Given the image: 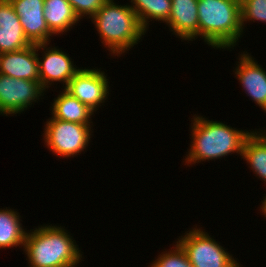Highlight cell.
I'll list each match as a JSON object with an SVG mask.
<instances>
[{
	"mask_svg": "<svg viewBox=\"0 0 266 267\" xmlns=\"http://www.w3.org/2000/svg\"><path fill=\"white\" fill-rule=\"evenodd\" d=\"M194 116L191 148L185 159L187 165L219 159L234 152L242 156L244 142L252 131L236 130L222 122Z\"/></svg>",
	"mask_w": 266,
	"mask_h": 267,
	"instance_id": "6da1fadb",
	"label": "cell"
},
{
	"mask_svg": "<svg viewBox=\"0 0 266 267\" xmlns=\"http://www.w3.org/2000/svg\"><path fill=\"white\" fill-rule=\"evenodd\" d=\"M198 36L213 48L230 49L242 35L240 0H198Z\"/></svg>",
	"mask_w": 266,
	"mask_h": 267,
	"instance_id": "7a4b0ae2",
	"label": "cell"
},
{
	"mask_svg": "<svg viewBox=\"0 0 266 267\" xmlns=\"http://www.w3.org/2000/svg\"><path fill=\"white\" fill-rule=\"evenodd\" d=\"M61 226H41L27 232L24 251L29 267L76 266L81 258L78 245Z\"/></svg>",
	"mask_w": 266,
	"mask_h": 267,
	"instance_id": "3957f363",
	"label": "cell"
},
{
	"mask_svg": "<svg viewBox=\"0 0 266 267\" xmlns=\"http://www.w3.org/2000/svg\"><path fill=\"white\" fill-rule=\"evenodd\" d=\"M113 1L108 0L92 17V21L105 47L113 56H119L138 44L146 31L131 5H118Z\"/></svg>",
	"mask_w": 266,
	"mask_h": 267,
	"instance_id": "277c9868",
	"label": "cell"
},
{
	"mask_svg": "<svg viewBox=\"0 0 266 267\" xmlns=\"http://www.w3.org/2000/svg\"><path fill=\"white\" fill-rule=\"evenodd\" d=\"M206 233L194 228L176 242L192 267H240L232 255Z\"/></svg>",
	"mask_w": 266,
	"mask_h": 267,
	"instance_id": "5b68a950",
	"label": "cell"
},
{
	"mask_svg": "<svg viewBox=\"0 0 266 267\" xmlns=\"http://www.w3.org/2000/svg\"><path fill=\"white\" fill-rule=\"evenodd\" d=\"M44 128V141L54 154L63 157L79 155L91 140V125L49 118Z\"/></svg>",
	"mask_w": 266,
	"mask_h": 267,
	"instance_id": "8992f818",
	"label": "cell"
},
{
	"mask_svg": "<svg viewBox=\"0 0 266 267\" xmlns=\"http://www.w3.org/2000/svg\"><path fill=\"white\" fill-rule=\"evenodd\" d=\"M44 91L39 81L0 74V113L6 116L20 113L39 100Z\"/></svg>",
	"mask_w": 266,
	"mask_h": 267,
	"instance_id": "52a82bcc",
	"label": "cell"
},
{
	"mask_svg": "<svg viewBox=\"0 0 266 267\" xmlns=\"http://www.w3.org/2000/svg\"><path fill=\"white\" fill-rule=\"evenodd\" d=\"M107 80L104 71L80 69L69 81L65 90L95 112L109 94Z\"/></svg>",
	"mask_w": 266,
	"mask_h": 267,
	"instance_id": "ba28073f",
	"label": "cell"
},
{
	"mask_svg": "<svg viewBox=\"0 0 266 267\" xmlns=\"http://www.w3.org/2000/svg\"><path fill=\"white\" fill-rule=\"evenodd\" d=\"M31 44H48L54 35L45 21L44 0H9Z\"/></svg>",
	"mask_w": 266,
	"mask_h": 267,
	"instance_id": "9c48e42d",
	"label": "cell"
},
{
	"mask_svg": "<svg viewBox=\"0 0 266 267\" xmlns=\"http://www.w3.org/2000/svg\"><path fill=\"white\" fill-rule=\"evenodd\" d=\"M47 45L49 43L39 44V50L43 49L42 51H44L46 48L43 53V60L42 58L40 60L38 56L39 82L44 90L55 81L63 82V85L65 83V89L69 81L80 69L74 67L75 65H73L71 58L62 50L56 47L47 48Z\"/></svg>",
	"mask_w": 266,
	"mask_h": 267,
	"instance_id": "30bf717a",
	"label": "cell"
},
{
	"mask_svg": "<svg viewBox=\"0 0 266 267\" xmlns=\"http://www.w3.org/2000/svg\"><path fill=\"white\" fill-rule=\"evenodd\" d=\"M39 44L15 52L0 54V74L17 79L39 81Z\"/></svg>",
	"mask_w": 266,
	"mask_h": 267,
	"instance_id": "8fae6325",
	"label": "cell"
},
{
	"mask_svg": "<svg viewBox=\"0 0 266 267\" xmlns=\"http://www.w3.org/2000/svg\"><path fill=\"white\" fill-rule=\"evenodd\" d=\"M235 74L245 93L266 113V71L248 53L241 54Z\"/></svg>",
	"mask_w": 266,
	"mask_h": 267,
	"instance_id": "7c38bea8",
	"label": "cell"
},
{
	"mask_svg": "<svg viewBox=\"0 0 266 267\" xmlns=\"http://www.w3.org/2000/svg\"><path fill=\"white\" fill-rule=\"evenodd\" d=\"M30 45L12 4L9 0H0V54L19 51Z\"/></svg>",
	"mask_w": 266,
	"mask_h": 267,
	"instance_id": "4fadbf2b",
	"label": "cell"
},
{
	"mask_svg": "<svg viewBox=\"0 0 266 267\" xmlns=\"http://www.w3.org/2000/svg\"><path fill=\"white\" fill-rule=\"evenodd\" d=\"M198 0H171V13L167 25L182 40L198 37Z\"/></svg>",
	"mask_w": 266,
	"mask_h": 267,
	"instance_id": "5bb4252c",
	"label": "cell"
},
{
	"mask_svg": "<svg viewBox=\"0 0 266 267\" xmlns=\"http://www.w3.org/2000/svg\"><path fill=\"white\" fill-rule=\"evenodd\" d=\"M51 114L53 118L62 121L91 124L90 119L94 111L63 89V92L54 99Z\"/></svg>",
	"mask_w": 266,
	"mask_h": 267,
	"instance_id": "9a60e30c",
	"label": "cell"
},
{
	"mask_svg": "<svg viewBox=\"0 0 266 267\" xmlns=\"http://www.w3.org/2000/svg\"><path fill=\"white\" fill-rule=\"evenodd\" d=\"M44 17L49 30L55 34H64L79 18L68 0H44Z\"/></svg>",
	"mask_w": 266,
	"mask_h": 267,
	"instance_id": "2e32d148",
	"label": "cell"
},
{
	"mask_svg": "<svg viewBox=\"0 0 266 267\" xmlns=\"http://www.w3.org/2000/svg\"><path fill=\"white\" fill-rule=\"evenodd\" d=\"M253 131L245 140L242 158L251 166L253 172L266 182V134Z\"/></svg>",
	"mask_w": 266,
	"mask_h": 267,
	"instance_id": "e0dca14e",
	"label": "cell"
},
{
	"mask_svg": "<svg viewBox=\"0 0 266 267\" xmlns=\"http://www.w3.org/2000/svg\"><path fill=\"white\" fill-rule=\"evenodd\" d=\"M27 232L20 223L19 213L0 209V248L23 246Z\"/></svg>",
	"mask_w": 266,
	"mask_h": 267,
	"instance_id": "ac0fdd59",
	"label": "cell"
},
{
	"mask_svg": "<svg viewBox=\"0 0 266 267\" xmlns=\"http://www.w3.org/2000/svg\"><path fill=\"white\" fill-rule=\"evenodd\" d=\"M131 8L135 11L143 29H148V20L168 21L171 13V0H131ZM148 22V23H147Z\"/></svg>",
	"mask_w": 266,
	"mask_h": 267,
	"instance_id": "d6986e66",
	"label": "cell"
},
{
	"mask_svg": "<svg viewBox=\"0 0 266 267\" xmlns=\"http://www.w3.org/2000/svg\"><path fill=\"white\" fill-rule=\"evenodd\" d=\"M150 267H192V265L182 248L176 244L173 250L160 254Z\"/></svg>",
	"mask_w": 266,
	"mask_h": 267,
	"instance_id": "ffe728a7",
	"label": "cell"
},
{
	"mask_svg": "<svg viewBox=\"0 0 266 267\" xmlns=\"http://www.w3.org/2000/svg\"><path fill=\"white\" fill-rule=\"evenodd\" d=\"M241 23L246 21H262L266 23V0H241Z\"/></svg>",
	"mask_w": 266,
	"mask_h": 267,
	"instance_id": "44dd1931",
	"label": "cell"
},
{
	"mask_svg": "<svg viewBox=\"0 0 266 267\" xmlns=\"http://www.w3.org/2000/svg\"><path fill=\"white\" fill-rule=\"evenodd\" d=\"M79 19L92 18L108 0H68Z\"/></svg>",
	"mask_w": 266,
	"mask_h": 267,
	"instance_id": "7402d4cb",
	"label": "cell"
},
{
	"mask_svg": "<svg viewBox=\"0 0 266 267\" xmlns=\"http://www.w3.org/2000/svg\"><path fill=\"white\" fill-rule=\"evenodd\" d=\"M260 208L262 209V215L264 214V216L266 217V197L262 201V206H260Z\"/></svg>",
	"mask_w": 266,
	"mask_h": 267,
	"instance_id": "603a6c76",
	"label": "cell"
}]
</instances>
